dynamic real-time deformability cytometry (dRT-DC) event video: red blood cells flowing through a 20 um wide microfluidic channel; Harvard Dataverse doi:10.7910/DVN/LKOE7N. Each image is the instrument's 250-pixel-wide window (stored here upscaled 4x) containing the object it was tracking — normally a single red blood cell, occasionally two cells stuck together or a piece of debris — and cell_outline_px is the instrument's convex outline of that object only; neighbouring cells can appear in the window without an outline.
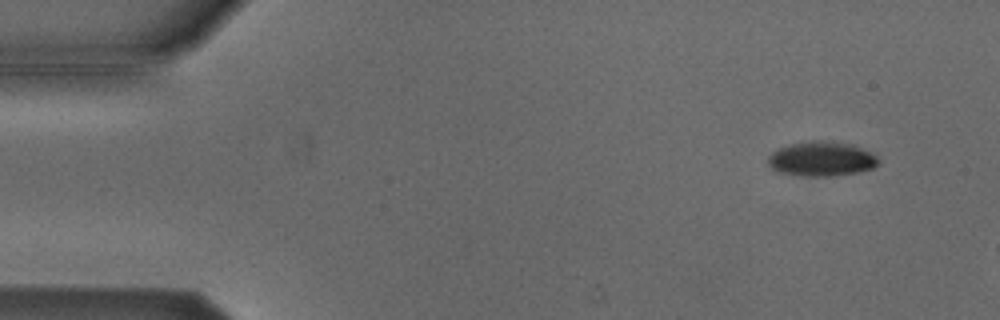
{"species": "Egyptian fruit bat (a non-hibernating species)", "species_latin": "Rousettus aegyptiacus", "temperature_condition": "cold", "stored_images_in_passage": 11, "camera_frame_rate_fps": 3000, "um_per_image_px": 0.085, "animal": {"sex": "male"}, "frame": {"image": 1, "passage_image": 5, "time_ms": 1.333, "image_size_px": [1000, 320], "cell_outline_px": [[880, 164], [872, 168], [856, 172], [832, 176], [804, 176], [776, 172], [768, 164], [768, 156], [772, 152], [780, 148], [792, 144], [852, 144], [872, 152], [880, 160]], "centroid_in_image_um": [69.85, 13.57], "position_along_channel_um": 15.2, "area_um2": 21.33}}